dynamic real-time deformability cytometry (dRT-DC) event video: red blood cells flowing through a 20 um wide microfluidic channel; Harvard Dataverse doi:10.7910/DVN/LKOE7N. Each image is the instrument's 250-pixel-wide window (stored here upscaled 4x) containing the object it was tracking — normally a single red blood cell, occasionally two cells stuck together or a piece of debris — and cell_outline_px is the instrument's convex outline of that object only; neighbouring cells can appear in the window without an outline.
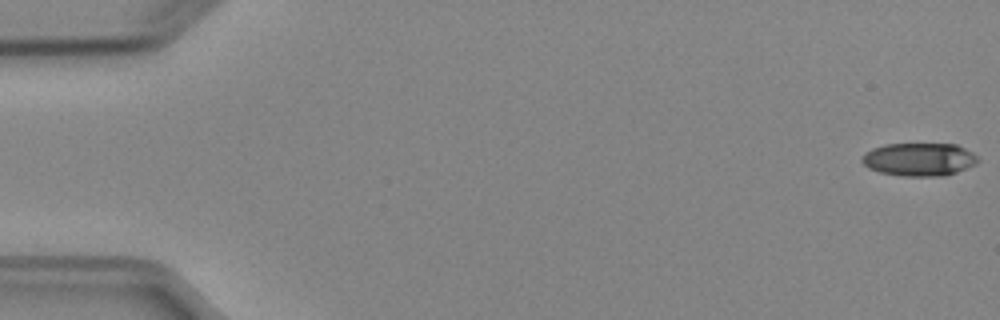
{"species": "Egyptian fruit bat (a non-hibernating species)", "species_latin": "Rousettus aegyptiacus", "temperature_condition": "cold", "stored_images_in_passage": 52, "camera_frame_rate_fps": 3000, "um_per_image_px": 0.085, "animal": {"sex": "female"}, "frame": {"image": 1, "passage_image": 1, "time_ms": 0.0, "image_size_px": [1000, 320], "cell_outline_px": [[980, 160], [976, 164], [956, 172], [944, 176], [900, 176], [880, 172], [868, 168], [860, 160], [860, 156], [864, 152], [872, 148], [884, 144], [956, 144], [972, 152]], "centroid_in_image_um": [78.09, 13.55], "position_along_channel_um": 6.9, "area_um2": 22.54}}
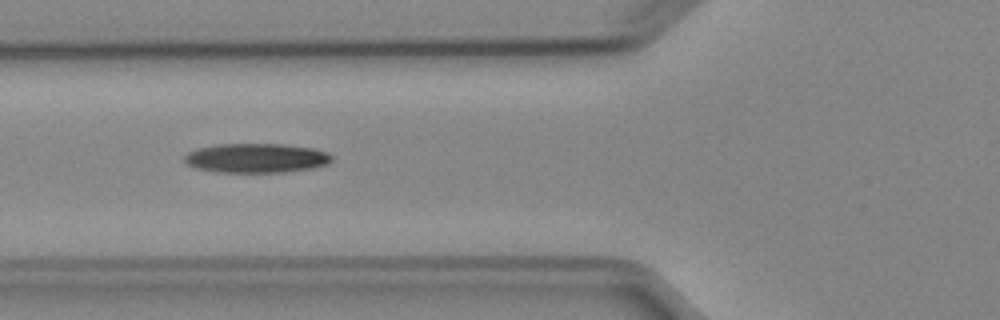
{"frame": {"image": 2, "passage_image": 20, "time_ms": 6.333, "image_size_px": [1000, 320], "cell_outline_px": [[332, 160], [328, 164], [312, 168], [284, 172], [216, 172], [196, 168], [188, 164], [184, 160], [184, 156], [188, 152], [196, 148], [216, 144], [280, 144], [316, 148], [328, 152], [332, 156]], "centroid_in_image_um": [21.79, 13.43], "position_along_channel_um": 104.0, "area_um2": 25.37}}
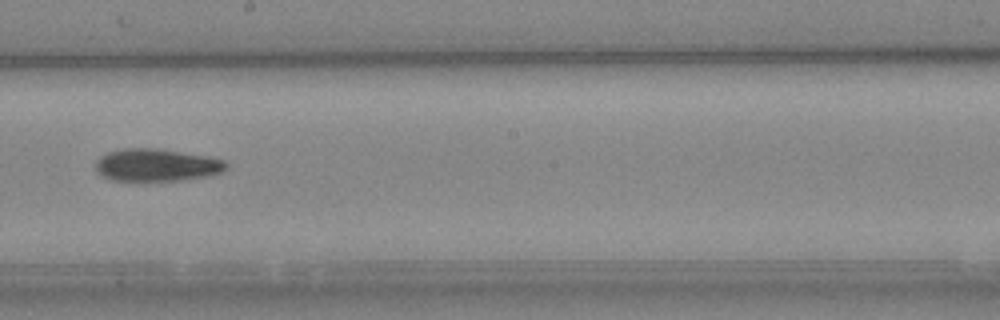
{"frame": {"image": 3, "passage_image": 30, "time_ms": 9.667, "image_size_px": [1000, 320], "cell_outline_px": [[228, 168], [224, 172], [208, 176], [184, 180], [144, 184], [112, 180], [100, 176], [96, 172], [96, 160], [100, 156], [108, 152], [124, 148], [156, 148], [212, 156], [224, 160], [228, 164]], "centroid_in_image_um": [13.31, 14.08], "position_along_channel_um": 234.9, "area_um2": 26.13}, "authors_computed_cell_mechanics": {"area_um2": 23.5535, "velocity_mm_per_s": 3.9347, "shape_relaxation_time_tau1_ms": 4.9271, "shape_relaxation_time_tau2_ms": null, "deformation_change_tau1": 0.1499, "deformation_change_tau2": null}}